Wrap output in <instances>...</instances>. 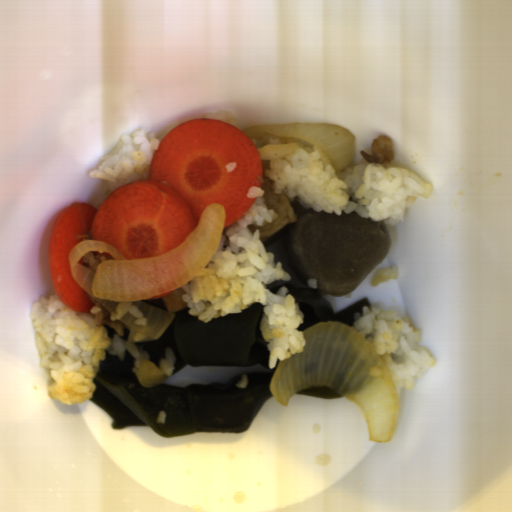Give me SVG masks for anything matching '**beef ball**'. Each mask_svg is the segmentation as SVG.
<instances>
[{
	"mask_svg": "<svg viewBox=\"0 0 512 512\" xmlns=\"http://www.w3.org/2000/svg\"><path fill=\"white\" fill-rule=\"evenodd\" d=\"M285 225L287 254L308 286L316 279L324 295L349 294L385 259L392 239L387 225L356 212L327 213L300 207Z\"/></svg>",
	"mask_w": 512,
	"mask_h": 512,
	"instance_id": "obj_1",
	"label": "beef ball"
}]
</instances>
